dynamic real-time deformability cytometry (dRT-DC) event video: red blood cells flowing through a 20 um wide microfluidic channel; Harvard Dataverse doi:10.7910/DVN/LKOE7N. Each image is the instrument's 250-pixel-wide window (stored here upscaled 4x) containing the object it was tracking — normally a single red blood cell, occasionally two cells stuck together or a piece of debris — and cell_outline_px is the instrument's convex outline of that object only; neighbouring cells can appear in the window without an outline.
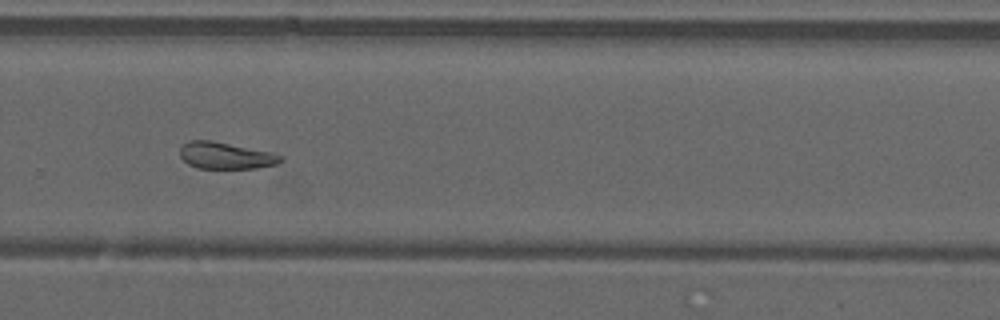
{"species": "common noctule bat (a hibernating species)", "species_latin": "Nyctalus noctula", "temperature_condition": "warm", "stored_images_in_passage": 36, "camera_frame_rate_fps": 3000, "um_per_image_px": 0.085, "animal": {"sex": "male", "forearm_length_mm": 52.5}, "frame": {"image": 1, "passage_image": 21, "time_ms": 6.667, "image_size_px": [1000, 320], "cell_outline_px": [[284, 160], [276, 164], [256, 168], [196, 168], [188, 164], [180, 156], [180, 148], [188, 140], [212, 140], [272, 152], [284, 156]], "centroid_in_image_um": [19.2, 13.22], "position_along_channel_um": 310.6, "area_um2": 15.78}, "authors_computed_cell_mechanics": {"area_um2": 17.051, "velocity_mm_per_s": 4.1632, "shape_relaxation_time_tau1_ms": null, "shape_relaxation_time_tau2_ms": 1.9987, "deformation_change_tau1": null, "deformation_change_tau2": 0.0845}}